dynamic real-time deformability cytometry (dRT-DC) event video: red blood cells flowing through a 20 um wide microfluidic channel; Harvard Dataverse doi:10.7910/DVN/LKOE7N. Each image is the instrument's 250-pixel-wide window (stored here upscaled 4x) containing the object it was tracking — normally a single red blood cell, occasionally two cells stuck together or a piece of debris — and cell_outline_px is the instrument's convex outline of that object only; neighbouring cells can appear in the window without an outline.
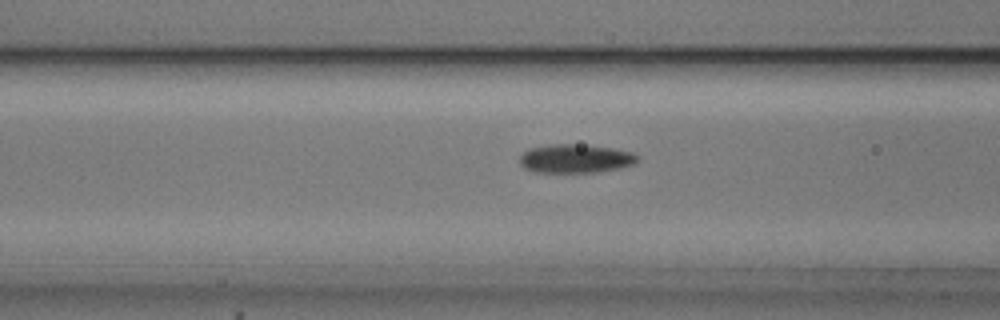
{"species": "common noctule bat (a hibernating species)", "species_latin": "Nyctalus noctula", "temperature_condition": "cold", "stored_images_in_passage": 50, "camera_frame_rate_fps": 3000, "um_per_image_px": 0.085, "animal": {"sex": "male", "body_mass_g": 20.5, "forearm_length_mm": 52.5}, "frame": {"image": 1, "passage_image": 17, "time_ms": 5.333, "image_size_px": [1000, 320], "cell_outline_px": [[640, 160], [636, 164], [620, 168], [596, 172], [532, 172], [524, 168], [520, 164], [520, 156], [528, 148], [548, 144], [576, 144], [616, 148], [632, 152], [640, 156]], "centroid_in_image_um": [48.95, 13.47], "position_along_channel_um": 117.7, "area_um2": 20.06}}
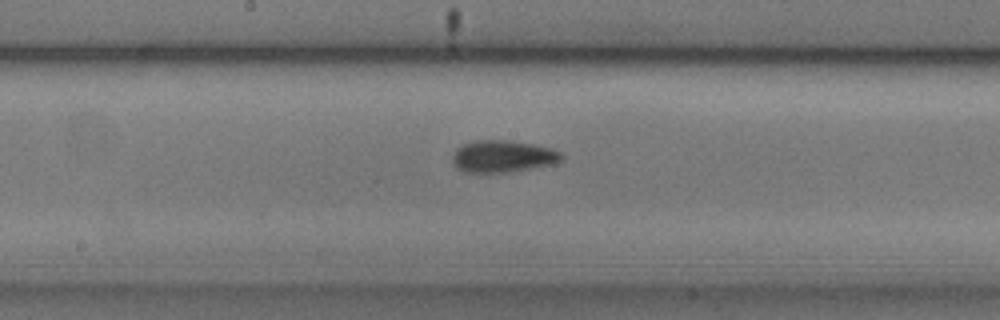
{"frame": {"image": 2, "passage_image": 24, "time_ms": 7.667, "image_size_px": [1000, 320], "cell_outline_px": [[564, 156], [556, 164], [508, 172], [464, 172], [456, 168], [452, 164], [452, 156], [456, 148], [460, 144], [476, 140], [512, 140], [552, 148], [560, 152]], "centroid_in_image_um": [42.71, 13.28], "position_along_channel_um": 205.5, "area_um2": 20.63}}
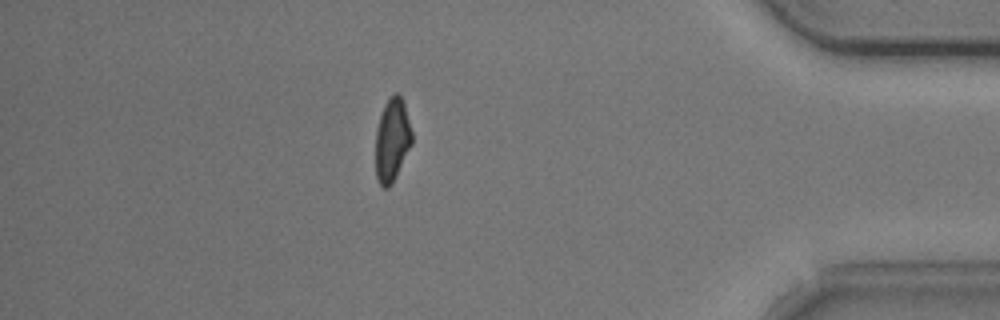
{"frame": {"image": 3, "passage_image": 43, "time_ms": 14.0, "image_size_px": [1000, 320], "cell_outline_px": [[412, 144], [392, 184], [388, 188], [384, 188], [380, 184], [376, 176], [376, 128], [384, 104], [396, 92], [400, 92], [404, 104], [412, 132]], "centroid_in_image_um": [33.33, 11.9], "position_along_channel_um": 401.9, "area_um2": 17.57}, "authors_computed_cell_mechanics": {"area_um2": 18.8428, "velocity_mm_per_s": 3.7486, "shape_relaxation_time_tau1_ms": 3.5395, "shape_relaxation_time_tau2_ms": 2.4148, "deformation_change_tau1": 0.1384, "deformation_change_tau2": 0.0766}}